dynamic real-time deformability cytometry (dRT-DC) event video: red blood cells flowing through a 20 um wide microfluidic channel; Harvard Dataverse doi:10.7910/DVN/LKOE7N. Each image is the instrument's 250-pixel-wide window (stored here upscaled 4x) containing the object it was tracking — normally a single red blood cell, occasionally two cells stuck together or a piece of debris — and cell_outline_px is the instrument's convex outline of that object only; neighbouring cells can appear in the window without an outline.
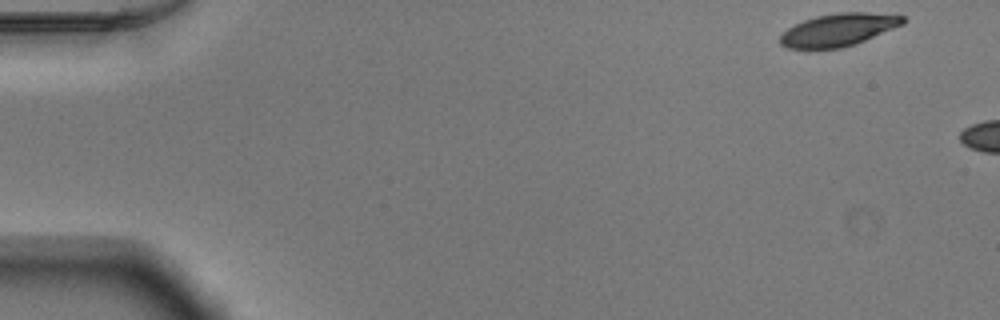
{"species": "Egyptian fruit bat (a non-hibernating species)", "species_latin": "Rousettus aegyptiacus", "temperature_condition": "warm", "stored_images_in_passage": 5, "camera_frame_rate_fps": 3000, "um_per_image_px": 0.085, "animal": {"sex": "male"}, "frame": {"image": 1, "passage_image": 1, "time_ms": 0.0, "image_size_px": [1000, 320], "cell_outline_px": [[904, 24], [856, 44], [840, 48], [808, 52], [788, 48], [780, 44], [780, 36], [788, 28], [804, 20], [816, 16], [840, 12], [868, 12], [904, 16]], "centroid_in_image_um": [71.21, 2.58], "position_along_channel_um": 13.8, "area_um2": 23.87}}